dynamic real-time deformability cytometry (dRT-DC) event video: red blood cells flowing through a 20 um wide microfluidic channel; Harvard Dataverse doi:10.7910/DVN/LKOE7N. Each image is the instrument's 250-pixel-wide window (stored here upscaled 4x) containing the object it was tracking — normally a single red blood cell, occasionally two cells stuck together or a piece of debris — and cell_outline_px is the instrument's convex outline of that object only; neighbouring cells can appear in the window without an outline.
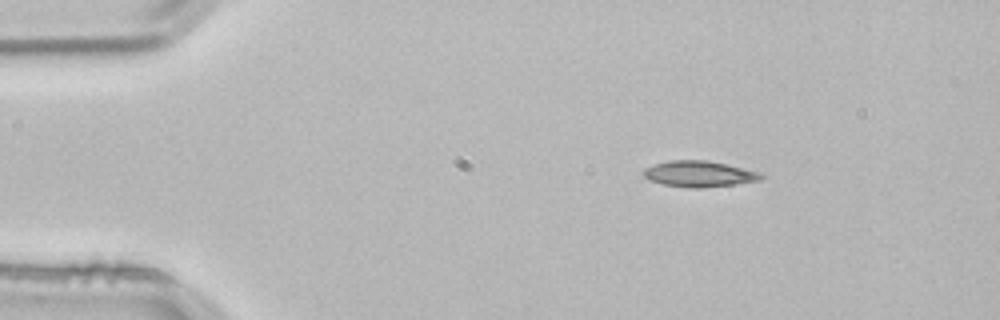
{"species": "common noctule bat (a hibernating species)", "species_latin": "Nyctalus noctula", "temperature_condition": "room temperature", "stored_images_in_passage": 2, "camera_frame_rate_fps": 3000, "um_per_image_px": 0.085, "animal": {"sex": "male", "body_mass_g": 21.5, "forearm_length_mm": 52.0}, "frame": {"image": 1, "passage_image": 1, "time_ms": 0.0, "image_size_px": [1000, 320], "cell_outline_px": [[764, 176], [760, 180], [704, 188], [688, 188], [664, 184], [648, 180], [644, 176], [644, 168], [652, 164], [668, 160], [708, 160], [728, 164], [760, 172]], "centroid_in_image_um": [59.4, 14.77], "position_along_channel_um": 25.6, "area_um2": 17.92}}